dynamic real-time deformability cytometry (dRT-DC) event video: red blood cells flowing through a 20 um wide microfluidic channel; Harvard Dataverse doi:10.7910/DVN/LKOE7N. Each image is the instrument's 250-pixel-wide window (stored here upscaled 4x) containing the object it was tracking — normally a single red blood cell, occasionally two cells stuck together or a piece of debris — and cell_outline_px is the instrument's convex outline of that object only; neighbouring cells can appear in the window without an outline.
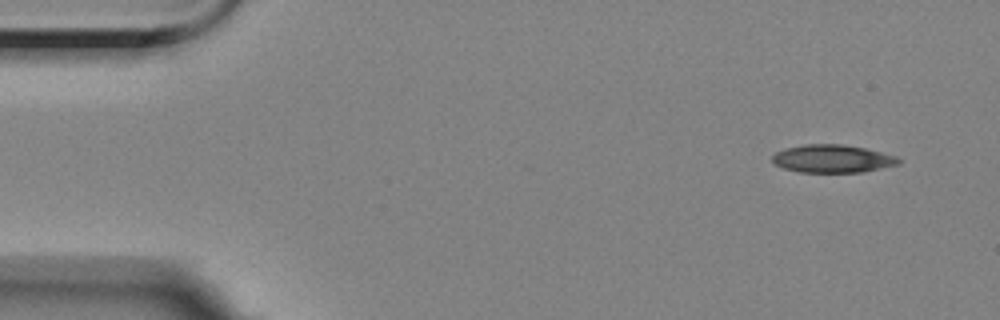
{"species": "Egyptian fruit bat (a non-hibernating species)", "species_latin": "Rousettus aegyptiacus", "temperature_condition": "room temperature", "stored_images_in_passage": 2, "camera_frame_rate_fps": 3000, "um_per_image_px": 0.085, "animal": {"sex": "female"}, "frame": {"image": 1, "passage_image": 2, "time_ms": 2.0, "image_size_px": [1000, 320], "cell_outline_px": [[900, 164], [864, 172], [800, 172], [784, 168], [776, 164], [772, 160], [772, 156], [776, 152], [784, 148], [804, 144], [840, 144], [864, 148], [896, 156], [900, 160]], "centroid_in_image_um": [70.75, 13.49], "position_along_channel_um": 14.2, "area_um2": 20.46}}